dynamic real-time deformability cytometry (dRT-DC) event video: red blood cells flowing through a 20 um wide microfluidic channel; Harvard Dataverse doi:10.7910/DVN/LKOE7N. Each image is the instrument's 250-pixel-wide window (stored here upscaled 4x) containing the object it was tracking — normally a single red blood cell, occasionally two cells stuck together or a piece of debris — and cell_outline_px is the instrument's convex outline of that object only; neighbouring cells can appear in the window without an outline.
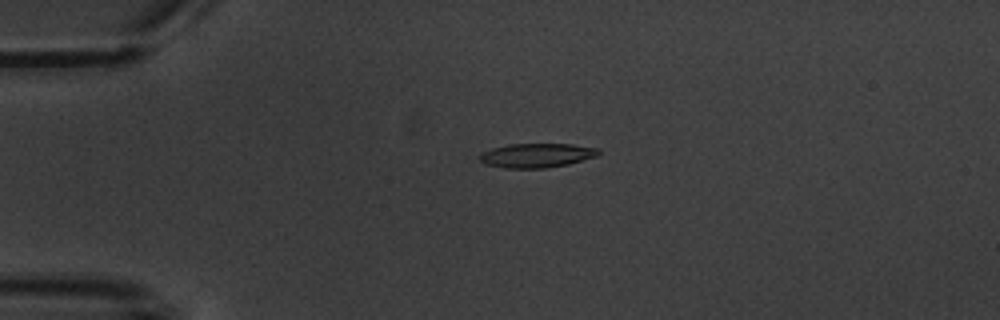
{"species": "common noctule bat (a hibernating species)", "species_latin": "Nyctalus noctula", "temperature_condition": "warm", "stored_images_in_passage": 2, "camera_frame_rate_fps": 3000, "um_per_image_px": 0.085, "animal": {"sex": "male", "body_mass_g": 20.1, "forearm_length_mm": 53.5}, "frame": {"image": 1, "passage_image": 1, "time_ms": 0.0, "image_size_px": [1000, 320], "cell_outline_px": [[600, 152], [596, 156], [568, 164], [548, 168], [504, 168], [484, 164], [480, 160], [480, 152], [492, 148], [508, 144], [572, 144], [600, 148]], "centroid_in_image_um": [45.6, 13.21], "position_along_channel_um": 39.4, "area_um2": 16.88}}